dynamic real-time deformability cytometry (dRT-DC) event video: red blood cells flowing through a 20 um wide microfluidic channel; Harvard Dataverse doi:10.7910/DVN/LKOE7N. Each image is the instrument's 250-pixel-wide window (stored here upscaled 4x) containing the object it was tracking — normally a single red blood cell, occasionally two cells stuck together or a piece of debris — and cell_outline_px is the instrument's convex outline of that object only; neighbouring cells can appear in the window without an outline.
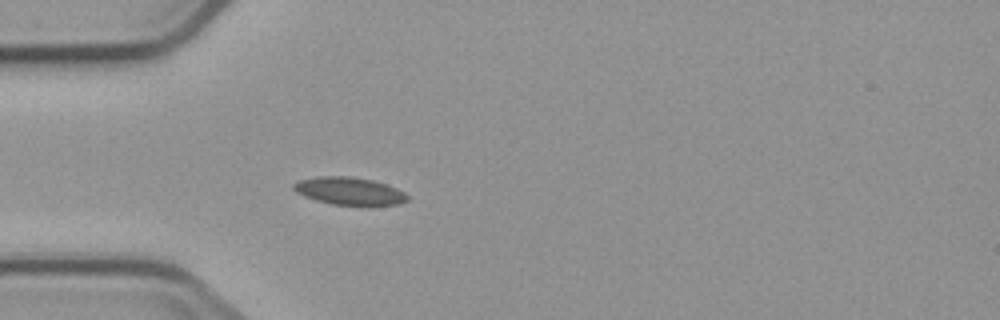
{"species": "common noctule bat (a hibernating species)", "species_latin": "Nyctalus noctula", "temperature_condition": "cold", "stored_images_in_passage": 4, "camera_frame_rate_fps": 3000, "um_per_image_px": 0.085, "animal": {"sex": "male", "body_mass_g": 23.1, "forearm_length_mm": 52.7}, "frame": {"image": 1, "passage_image": 4, "time_ms": 3.333, "image_size_px": [1000, 320], "cell_outline_px": [[408, 200], [400, 204], [368, 208], [364, 208], [332, 204], [316, 200], [304, 196], [296, 192], [292, 188], [292, 184], [300, 180], [316, 176], [352, 176], [372, 180], [388, 184], [404, 192], [408, 196]], "centroid_in_image_um": [29.75, 16.28], "position_along_channel_um": 55.3, "area_um2": 19.19}}